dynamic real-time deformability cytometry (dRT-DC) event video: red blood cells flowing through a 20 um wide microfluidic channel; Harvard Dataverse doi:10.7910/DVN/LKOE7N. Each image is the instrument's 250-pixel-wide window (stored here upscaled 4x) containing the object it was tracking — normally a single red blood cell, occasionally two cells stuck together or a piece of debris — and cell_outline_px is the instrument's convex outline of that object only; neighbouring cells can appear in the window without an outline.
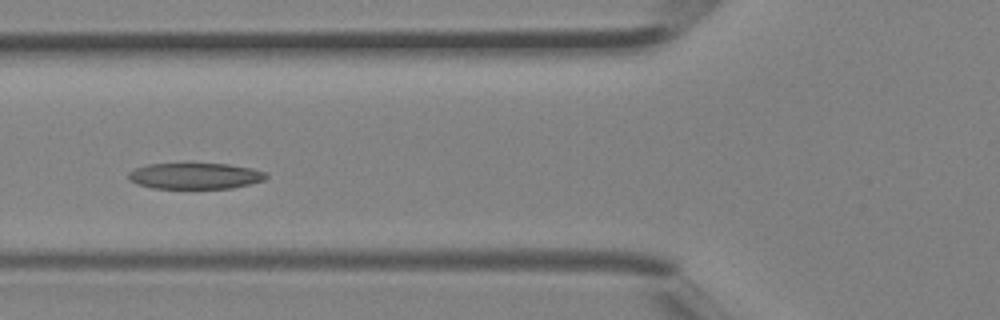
{"species": "Egyptian fruit bat (a non-hibernating species)", "species_latin": "Rousettus aegyptiacus", "temperature_condition": "room temperature", "stored_images_in_passage": 5, "camera_frame_rate_fps": 3000, "um_per_image_px": 0.085, "animal": {"sex": "female"}, "frame": {"image": 1, "passage_image": 5, "time_ms": 1.333, "image_size_px": [1000, 320], "cell_outline_px": [[268, 176], [264, 180], [232, 188], [152, 188], [136, 184], [128, 180], [128, 172], [136, 168], [148, 164], [192, 160], [228, 164], [252, 168], [264, 172]], "centroid_in_image_um": [16.52, 14.9], "position_along_channel_um": 109.3, "area_um2": 21.96}}